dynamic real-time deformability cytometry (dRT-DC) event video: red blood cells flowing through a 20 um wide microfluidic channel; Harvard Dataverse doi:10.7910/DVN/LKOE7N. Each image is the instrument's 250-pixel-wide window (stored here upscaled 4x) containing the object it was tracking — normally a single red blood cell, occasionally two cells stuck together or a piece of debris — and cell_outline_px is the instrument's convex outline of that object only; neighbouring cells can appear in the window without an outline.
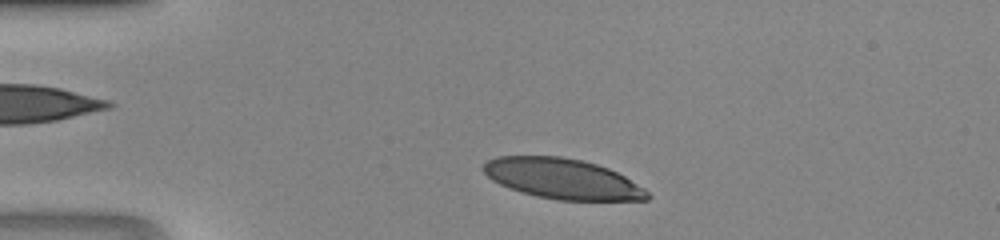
{"species": "human", "species_latin": "Homo sapiens", "temperature_condition": "room temperature", "stored_images_in_passage": 38, "camera_frame_rate_fps": 3000, "um_per_image_px": 0.085, "donor": {"sex": "male"}, "frame": {"image": 1, "passage_image": 3, "time_ms": 0.667, "image_size_px": [1000, 240], "cell_outline_px": [[652, 196], [648, 200], [556, 200], [536, 196], [508, 188], [492, 180], [480, 168], [488, 160], [496, 156], [560, 156], [580, 160], [596, 164], [608, 168], [624, 176], [644, 188]], "centroid_in_image_um": [47.79, 15.2], "position_along_channel_um": 37.2, "area_um2": 38.49}}
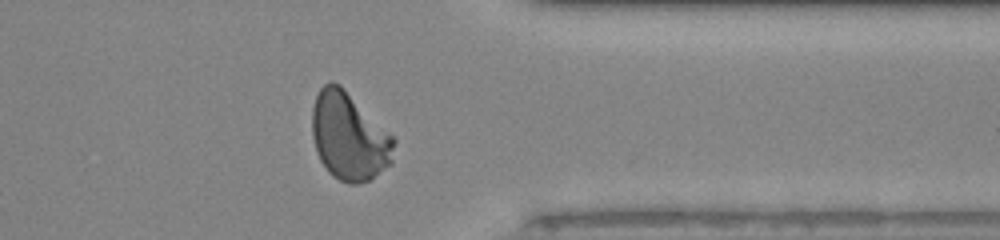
{"frame": {"image": 2, "passage_image": 29, "time_ms": 9.333, "image_size_px": [1000, 240], "cell_outline_px": [[396, 140], [392, 164], [368, 180], [360, 184], [348, 184], [332, 176], [328, 172], [320, 160], [316, 152], [312, 136], [312, 108], [316, 96], [320, 88], [328, 80], [332, 80], [340, 84]], "centroid_in_image_um": [29.65, 11.61], "position_along_channel_um": 381.7, "area_um2": 41.96}}
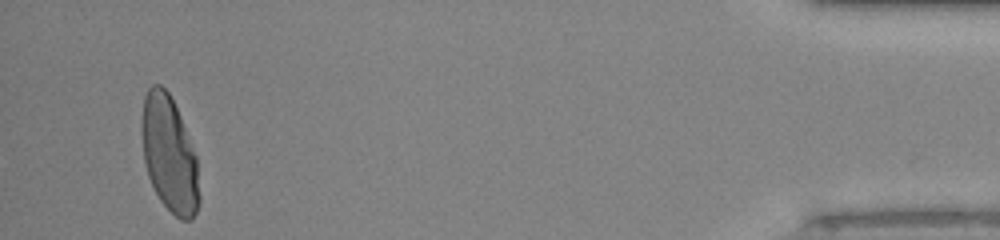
{"frame": {"image": 3, "passage_image": 36, "time_ms": 11.667, "image_size_px": [1000, 240], "cell_outline_px": [[200, 204], [192, 220], [180, 220], [160, 200], [148, 176], [144, 160], [140, 132], [140, 124], [144, 96], [148, 88], [152, 84], [160, 84], [168, 92], [180, 116], [196, 156], [200, 196]], "centroid_in_image_um": [14.38, 13.11], "position_along_channel_um": 420.8, "area_um2": 38.96}}